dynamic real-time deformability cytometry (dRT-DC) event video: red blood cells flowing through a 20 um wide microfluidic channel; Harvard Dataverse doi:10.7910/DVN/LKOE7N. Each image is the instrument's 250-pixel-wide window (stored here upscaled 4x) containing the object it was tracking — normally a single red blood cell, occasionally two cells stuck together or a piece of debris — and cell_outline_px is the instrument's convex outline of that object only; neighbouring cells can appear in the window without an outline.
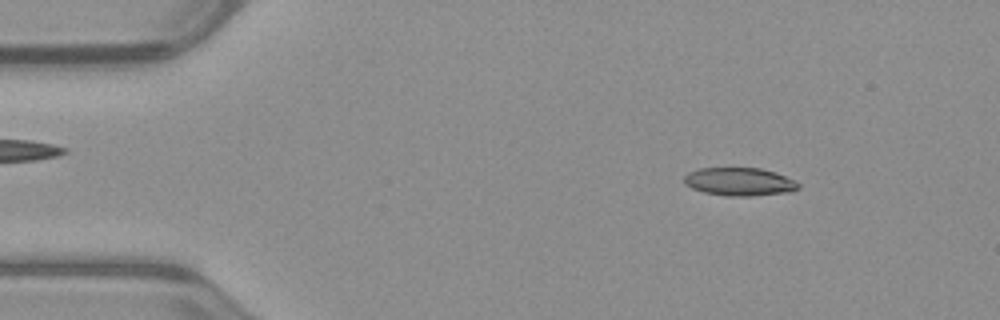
{"species": "common noctule bat (a hibernating species)", "species_latin": "Nyctalus noctula", "temperature_condition": "warm", "stored_images_in_passage": 51, "camera_frame_rate_fps": 3000, "um_per_image_px": 0.085, "animal": {"sex": "male", "body_mass_g": 23.1, "forearm_length_mm": 52.7}, "frame": {"image": 1, "passage_image": 6, "time_ms": 1.667, "image_size_px": [1000, 320], "cell_outline_px": [[800, 188], [792, 192], [752, 196], [724, 196], [704, 192], [692, 188], [684, 184], [684, 176], [688, 172], [700, 168], [760, 168], [776, 172], [800, 184]], "centroid_in_image_um": [62.85, 15.45], "position_along_channel_um": 22.1, "area_um2": 18.84}}
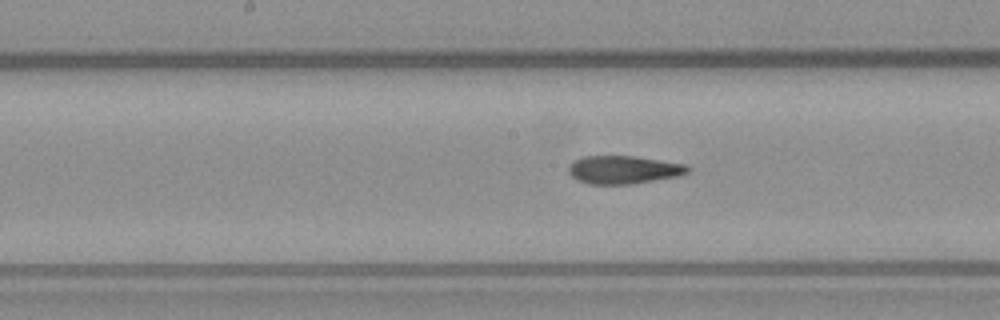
{"frame": {"image": 2, "passage_image": 25, "time_ms": 8.0, "image_size_px": [1000, 320], "cell_outline_px": [[692, 168], [688, 172], [676, 176], [632, 184], [592, 184], [580, 180], [572, 176], [568, 172], [568, 164], [572, 160], [584, 156], [636, 156], [684, 164]], "centroid_in_image_um": [52.97, 14.41], "position_along_channel_um": 195.2, "area_um2": 19.42}}
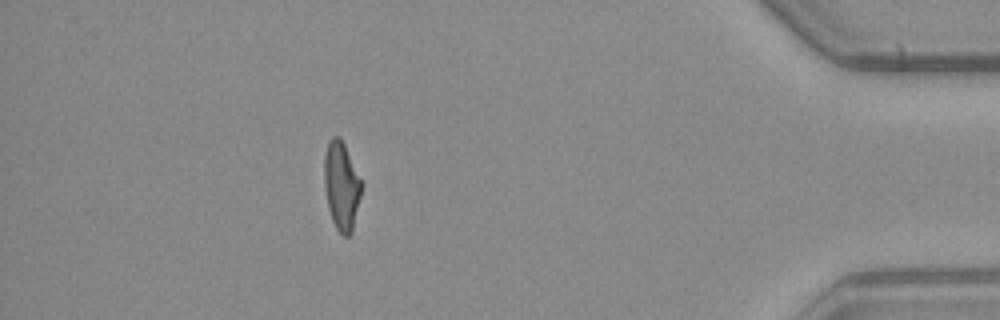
{"frame": {"image": 3, "passage_image": 45, "time_ms": 14.667, "image_size_px": [1000, 320], "cell_outline_px": [[364, 184], [352, 232], [348, 236], [344, 236], [336, 228], [332, 220], [328, 208], [324, 188], [324, 156], [328, 144], [332, 136], [340, 136]], "centroid_in_image_um": [29.04, 15.8], "position_along_channel_um": 406.2, "area_um2": 19.42}, "authors_computed_cell_mechanics": {"area_um2": 19.5942, "velocity_mm_per_s": 3.9849, "shape_relaxation_time_tau1_ms": null, "shape_relaxation_time_tau2_ms": 2.9823, "deformation_change_tau1": null, "deformation_change_tau2": 0.1177}}